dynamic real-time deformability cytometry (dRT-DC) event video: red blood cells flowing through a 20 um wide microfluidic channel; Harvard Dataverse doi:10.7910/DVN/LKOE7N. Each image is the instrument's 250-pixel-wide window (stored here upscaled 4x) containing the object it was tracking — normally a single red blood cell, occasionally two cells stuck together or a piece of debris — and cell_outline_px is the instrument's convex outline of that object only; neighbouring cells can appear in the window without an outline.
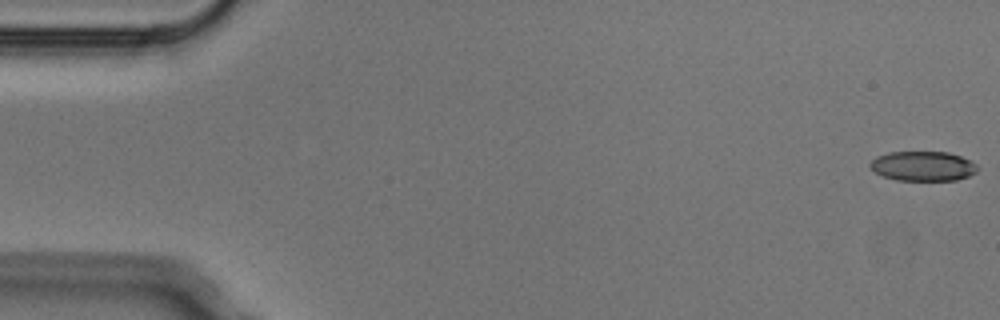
{"species": "Egyptian fruit bat (a non-hibernating species)", "species_latin": "Rousettus aegyptiacus", "temperature_condition": "cold", "stored_images_in_passage": 4, "camera_frame_rate_fps": 3000, "um_per_image_px": 0.085, "animal": {"sex": "male"}, "frame": {"image": 1, "passage_image": 1, "time_ms": 0.0, "image_size_px": [1000, 320], "cell_outline_px": [[980, 168], [976, 172], [968, 176], [956, 180], [896, 180], [884, 176], [876, 172], [868, 164], [876, 156], [888, 152], [948, 152], [960, 156], [976, 164]], "centroid_in_image_um": [78.45, 14.11], "position_along_channel_um": 6.5, "area_um2": 18.5}}